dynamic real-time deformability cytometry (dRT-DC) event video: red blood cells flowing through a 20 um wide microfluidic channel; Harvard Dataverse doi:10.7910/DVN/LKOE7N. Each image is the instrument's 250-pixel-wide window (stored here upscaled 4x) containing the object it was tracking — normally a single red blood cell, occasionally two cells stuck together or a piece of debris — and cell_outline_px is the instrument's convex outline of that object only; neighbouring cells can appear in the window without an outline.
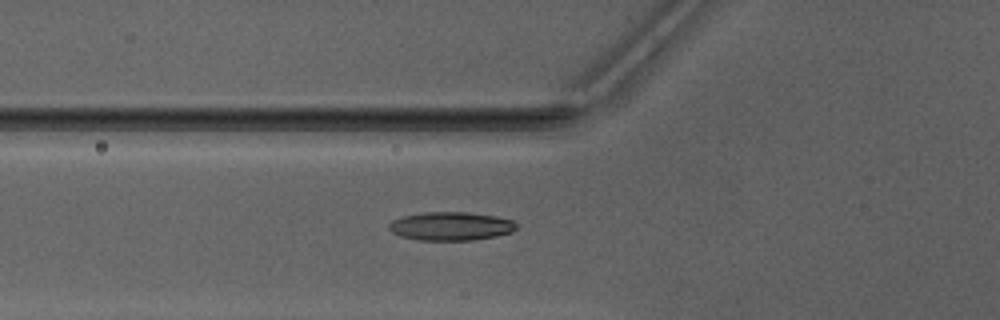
{"species": "Egyptian fruit bat (a non-hibernating species)", "species_latin": "Rousettus aegyptiacus", "temperature_condition": "warm", "stored_images_in_passage": 33, "camera_frame_rate_fps": 3000, "um_per_image_px": 0.085, "animal": {"sex": "male"}, "frame": {"image": 1, "passage_image": 2, "time_ms": 0.333, "image_size_px": [1000, 320], "cell_outline_px": [[516, 228], [512, 232], [496, 236], [472, 240], [420, 240], [400, 236], [392, 232], [388, 228], [388, 224], [392, 220], [404, 216], [424, 212], [468, 212], [496, 216], [512, 220], [516, 224]], "centroid_in_image_um": [38.31, 19.22], "position_along_channel_um": 87.5, "area_um2": 21.15}}
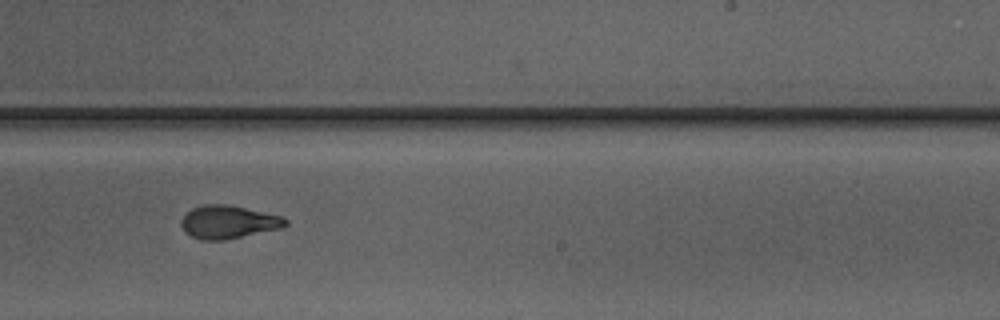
{"frame": {"image": 2, "passage_image": 15, "time_ms": 4.667, "image_size_px": [1000, 320], "cell_outline_px": [[288, 224], [280, 228], [224, 240], [200, 240], [184, 232], [180, 224], [180, 220], [192, 208], [204, 204], [224, 204], [244, 208], [280, 216], [288, 220]], "centroid_in_image_um": [19.35, 18.88], "position_along_channel_um": 269.6, "area_um2": 19.83}}
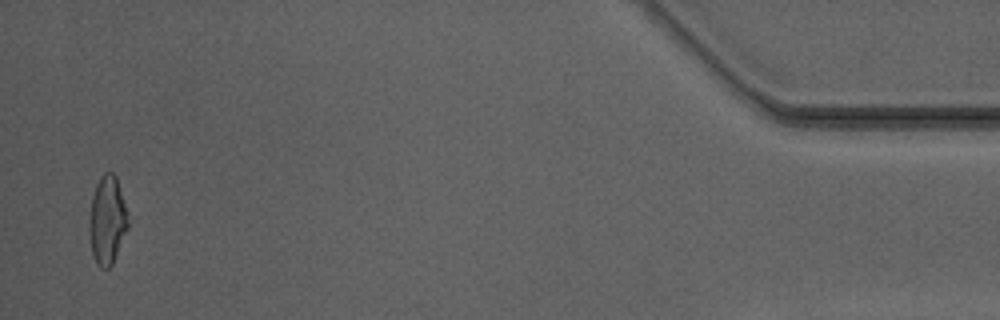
{"frame": {"image": 3, "passage_image": 32, "time_ms": 10.333, "image_size_px": [1000, 320], "cell_outline_px": [[128, 228], [112, 264], [108, 268], [100, 268], [96, 264], [92, 256], [88, 228], [88, 220], [92, 196], [96, 184], [100, 176], [104, 172], [112, 172], [116, 176], [128, 212]], "centroid_in_image_um": [9.1, 18.71], "position_along_channel_um": 426.1, "area_um2": 20.29}, "authors_computed_cell_mechanics": {"area_um2": 20.1144, "velocity_mm_per_s": 4.1977, "shape_relaxation_time_tau1_ms": 5.0627, "shape_relaxation_time_tau2_ms": 1.37, "deformation_change_tau1": 0.1674, "deformation_change_tau2": 0.0821}}